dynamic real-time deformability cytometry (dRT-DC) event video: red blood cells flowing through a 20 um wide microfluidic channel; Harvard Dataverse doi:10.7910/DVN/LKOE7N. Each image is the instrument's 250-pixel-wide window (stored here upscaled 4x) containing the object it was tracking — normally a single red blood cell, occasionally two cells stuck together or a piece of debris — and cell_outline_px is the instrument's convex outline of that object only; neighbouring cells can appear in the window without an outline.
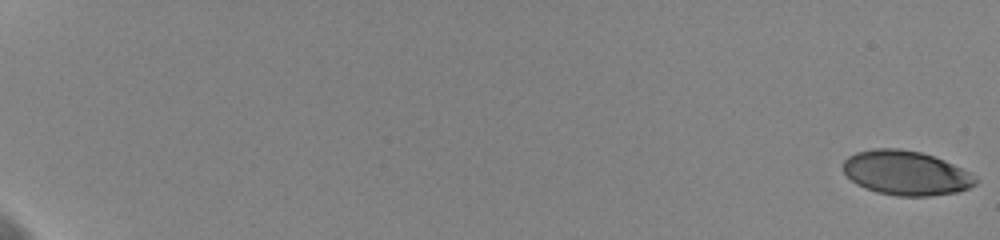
{"species": "human", "species_latin": "Homo sapiens", "temperature_condition": "cold", "stored_images_in_passage": 60, "camera_frame_rate_fps": 3000, "um_per_image_px": 0.085, "donor": {"sex": "female"}, "frame": {"image": 1, "passage_image": 1, "time_ms": 0.0, "image_size_px": [1000, 240], "cell_outline_px": [[980, 180], [976, 184], [968, 188], [956, 192], [928, 196], [896, 196], [876, 192], [856, 184], [844, 172], [844, 160], [848, 156], [856, 152], [872, 148], [900, 148], [920, 152], [944, 160], [976, 176]], "centroid_in_image_um": [77.0, 14.7], "position_along_channel_um": 8.0, "area_um2": 34.22}}
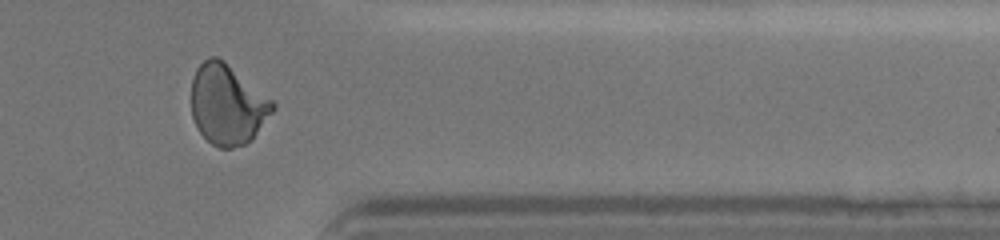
{"frame": {"image": 2, "passage_image": 52, "time_ms": 17.0, "image_size_px": [1000, 240], "cell_outline_px": [[276, 108], [252, 140], [244, 144], [232, 148], [220, 148], [212, 144], [200, 132], [192, 116], [192, 80], [196, 68], [208, 56], [216, 56], [224, 60], [272, 100], [276, 104]], "centroid_in_image_um": [19.34, 8.88], "position_along_channel_um": 392.1, "area_um2": 37.97}}
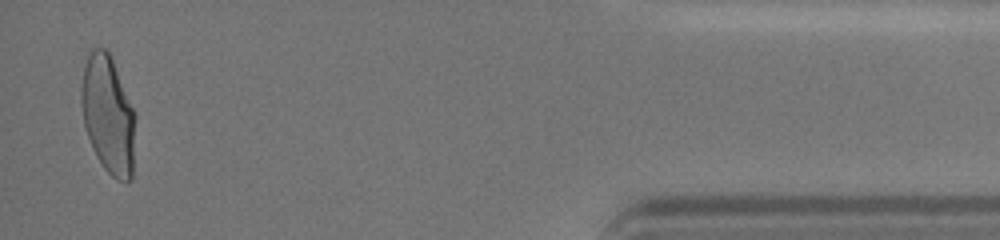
{"frame": {"image": 3, "passage_image": 59, "time_ms": 19.333, "image_size_px": [1000, 240], "cell_outline_px": [[136, 116], [132, 176], [128, 180], [116, 180], [104, 168], [96, 156], [92, 148], [84, 124], [80, 104], [80, 84], [84, 68], [88, 56], [92, 48], [104, 48], [108, 52], [112, 60]], "centroid_in_image_um": [9.17, 9.77], "position_along_channel_um": 426.0, "area_um2": 36.99}, "authors_computed_cell_mechanics": {"area_um2": 36.7897, "velocity_mm_per_s": 3.6159, "shape_relaxation_time_tau1_ms": 5.4954, "shape_relaxation_time_tau2_ms": 0.962, "deformation_change_tau1": 0.1636, "deformation_change_tau2": 0.0521}}